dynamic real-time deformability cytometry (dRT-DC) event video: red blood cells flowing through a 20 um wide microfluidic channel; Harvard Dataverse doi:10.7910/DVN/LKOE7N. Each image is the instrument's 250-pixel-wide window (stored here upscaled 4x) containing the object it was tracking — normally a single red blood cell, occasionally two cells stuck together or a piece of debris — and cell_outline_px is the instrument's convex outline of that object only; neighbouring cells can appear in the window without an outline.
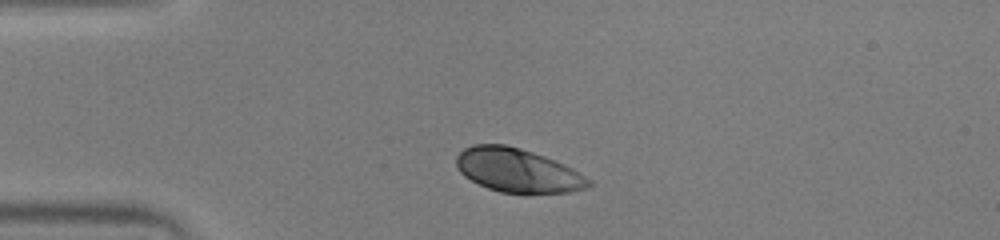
{"species": "human", "species_latin": "Homo sapiens", "temperature_condition": "warm", "stored_images_in_passage": 40, "camera_frame_rate_fps": 3000, "um_per_image_px": 0.085, "donor": {"sex": "male"}, "frame": {"image": 1, "passage_image": 1, "time_ms": 0.0, "image_size_px": [1000, 240], "cell_outline_px": [[592, 184], [584, 188], [568, 192], [500, 192], [488, 188], [464, 176], [456, 168], [456, 156], [464, 148], [472, 144], [504, 144], [520, 148], [544, 156], [564, 164], [572, 168], [592, 180]], "centroid_in_image_um": [43.97, 14.46], "position_along_channel_um": 41.0, "area_um2": 33.41}}
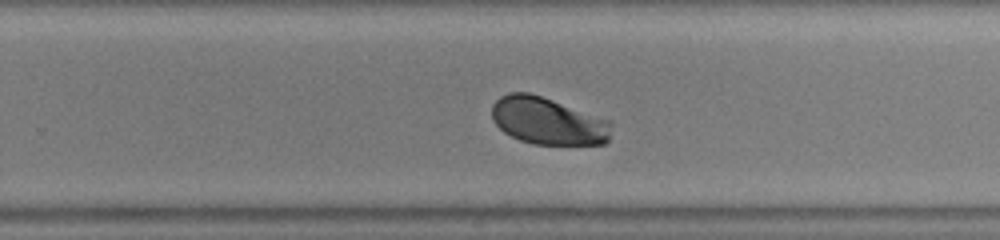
{"frame": {"image": 2, "passage_image": 22, "time_ms": 7.0, "image_size_px": [1000, 240], "cell_outline_px": [[612, 124], [608, 140], [604, 144], [532, 144], [520, 140], [504, 132], [492, 120], [492, 104], [500, 96], [508, 92], [528, 92], [612, 120]], "centroid_in_image_um": [46.57, 10.28], "position_along_channel_um": 283.2, "area_um2": 32.95}}
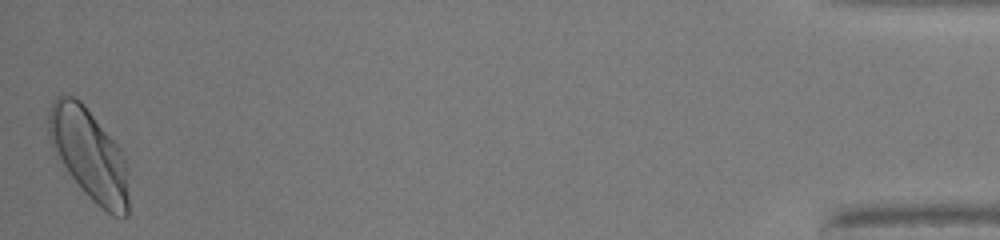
{"frame": {"image": 3, "passage_image": 40, "time_ms": 13.0, "image_size_px": [1000, 240], "cell_outline_px": [[128, 216], [112, 216], [96, 204], [84, 192], [68, 172], [52, 148], [48, 140], [48, 112], [52, 100], [60, 92], [72, 96], [80, 100], [84, 104], [120, 148], [124, 156], [128, 196]], "centroid_in_image_um": [7.53, 13.08], "position_along_channel_um": 427.7, "area_um2": 42.48}, "authors_computed_cell_mechanics": {"area_um2": 33.9286, "velocity_mm_per_s": 3.9249, "shape_relaxation_time_tau1_ms": 1.4373, "shape_relaxation_time_tau2_ms": null, "deformation_change_tau1": 0.1336, "deformation_change_tau2": null}}